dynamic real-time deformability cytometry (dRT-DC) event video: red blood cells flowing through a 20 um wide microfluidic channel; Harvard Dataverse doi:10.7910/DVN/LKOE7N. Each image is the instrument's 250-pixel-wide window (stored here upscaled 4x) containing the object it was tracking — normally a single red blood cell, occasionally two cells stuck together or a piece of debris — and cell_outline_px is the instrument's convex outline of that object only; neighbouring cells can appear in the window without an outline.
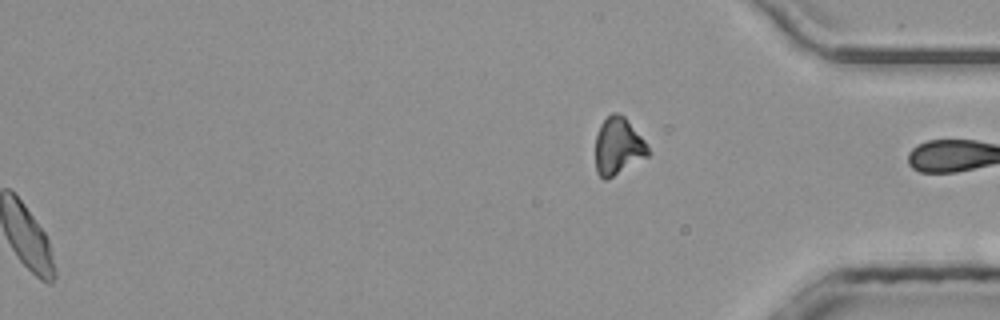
{"species": "common noctule bat (a hibernating species)", "species_latin": "Nyctalus noctula", "temperature_condition": "room temperature", "stored_images_in_passage": 47, "segment_of_instrument_passage": [2, 2], "camera_frame_rate_fps": 3000, "um_per_image_px": 0.085, "animal": {"sex": "male", "body_mass_g": 20.4}, "frame": {"image": 1, "passage_image": 47, "time_ms": 15.333, "image_size_px": [1000, 320], "cell_outline_px": [[652, 152], [648, 156], [608, 180], [604, 180], [596, 172], [596, 136], [600, 124], [612, 112], [620, 112], [624, 116], [644, 140]], "centroid_in_image_um": [52.54, 12.44], "position_along_channel_um": 382.7, "area_um2": 17.69}}